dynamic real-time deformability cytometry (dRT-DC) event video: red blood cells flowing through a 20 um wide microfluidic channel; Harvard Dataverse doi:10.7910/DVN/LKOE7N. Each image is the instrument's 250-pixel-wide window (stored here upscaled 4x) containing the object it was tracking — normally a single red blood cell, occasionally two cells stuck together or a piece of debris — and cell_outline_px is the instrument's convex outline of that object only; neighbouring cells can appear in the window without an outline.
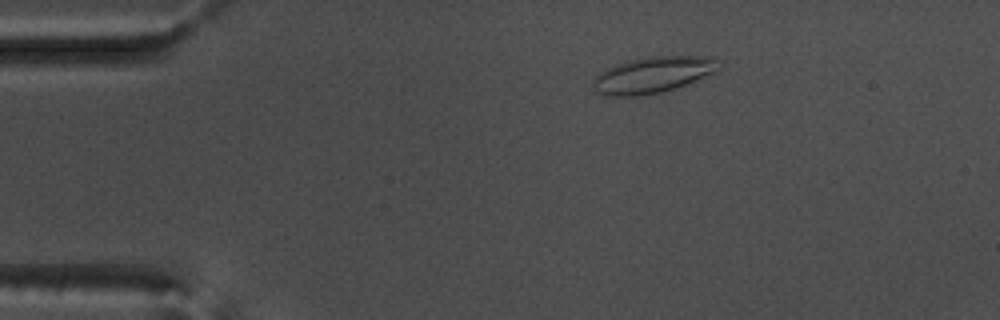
{"species": "common noctule bat (a hibernating species)", "species_latin": "Nyctalus noctula", "temperature_condition": "warm", "stored_images_in_passage": 17, "camera_frame_rate_fps": 3000, "um_per_image_px": 0.085, "animal": {"sex": "male", "body_mass_g": 17.5, "forearm_length_mm": 52.3}, "frame": {"image": 1, "passage_image": 10, "time_ms": 3.0, "image_size_px": [1000, 320], "cell_outline_px": [[720, 68], [696, 80], [676, 88], [660, 92], [640, 96], [604, 96], [596, 92], [592, 88], [592, 80], [600, 72], [608, 68], [628, 60], [648, 56], [708, 56], [716, 60]], "centroid_in_image_um": [55.42, 6.37], "position_along_channel_um": 29.6, "area_um2": 26.41}}
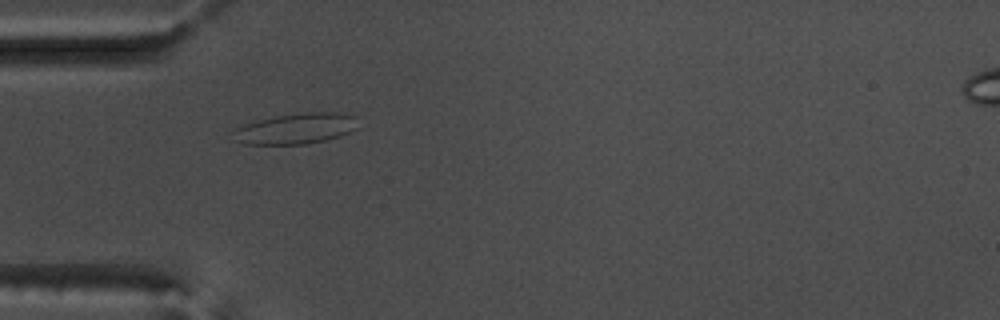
{"frame": {"image": 2, "passage_image": 17, "time_ms": 5.333, "image_size_px": [1000, 320], "cell_outline_px": [[360, 128], [340, 136], [324, 140], [304, 144], [244, 144], [232, 140], [236, 128], [244, 124], [256, 120], [276, 116], [304, 112], [336, 112], [356, 116]], "centroid_in_image_um": [25.18, 10.92], "position_along_channel_um": 59.8, "area_um2": 22.54}}